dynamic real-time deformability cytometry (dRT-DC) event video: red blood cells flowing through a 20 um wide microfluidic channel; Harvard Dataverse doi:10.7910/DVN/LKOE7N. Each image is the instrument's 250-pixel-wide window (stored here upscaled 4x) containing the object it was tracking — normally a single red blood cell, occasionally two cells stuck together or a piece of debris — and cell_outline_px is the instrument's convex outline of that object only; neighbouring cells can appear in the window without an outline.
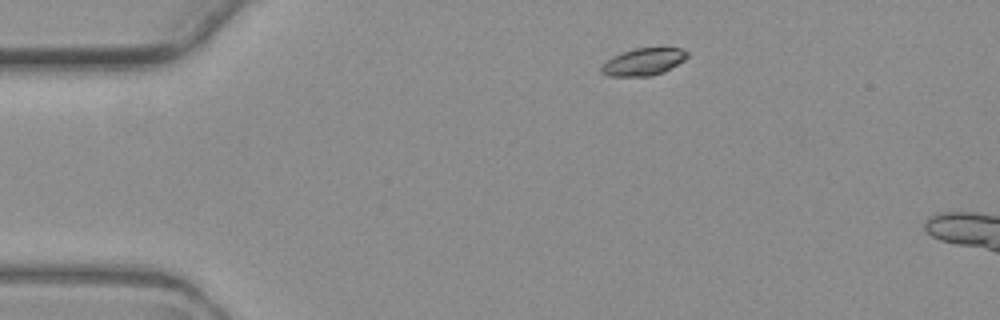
{"species": "common noctule bat (a hibernating species)", "species_latin": "Nyctalus noctula", "temperature_condition": "warm", "stored_images_in_passage": 3, "camera_frame_rate_fps": 3000, "um_per_image_px": 0.085, "animal": {"sex": "female", "body_mass_g": 19.3, "forearm_length_mm": 54.1}, "frame": {"image": 1, "passage_image": 1, "time_ms": 0.0, "image_size_px": [1000, 320], "cell_outline_px": [[688, 56], [684, 60], [664, 72], [648, 76], [608, 76], [600, 72], [600, 68], [612, 56], [620, 52], [636, 48], [680, 48], [688, 52]], "centroid_in_image_um": [54.68, 5.25], "position_along_channel_um": 30.3, "area_um2": 13.58}}